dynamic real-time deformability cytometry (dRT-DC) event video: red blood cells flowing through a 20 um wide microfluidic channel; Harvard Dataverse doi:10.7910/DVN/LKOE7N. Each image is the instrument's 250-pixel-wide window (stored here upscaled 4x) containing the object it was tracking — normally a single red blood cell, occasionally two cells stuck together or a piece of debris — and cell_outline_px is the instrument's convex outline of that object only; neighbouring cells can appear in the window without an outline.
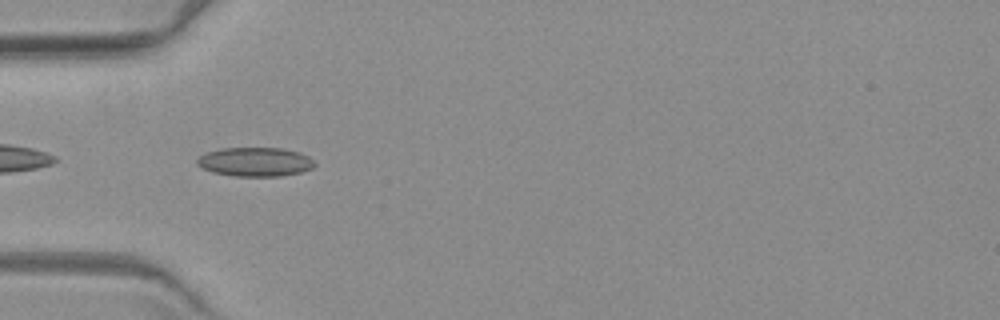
{"species": "common noctule bat (a hibernating species)", "species_latin": "Nyctalus noctula", "temperature_condition": "warm", "stored_images_in_passage": 5, "camera_frame_rate_fps": 3000, "um_per_image_px": 0.085, "animal": {"sex": "female", "body_mass_g": 19.3, "forearm_length_mm": 54.1}, "frame": {"image": 1, "passage_image": 5, "time_ms": 4.667, "image_size_px": [1000, 320], "cell_outline_px": [[316, 164], [312, 168], [300, 172], [280, 176], [236, 176], [212, 172], [196, 164], [196, 160], [200, 156], [208, 152], [220, 148], [284, 148], [300, 152], [308, 156]], "centroid_in_image_um": [21.7, 13.75], "position_along_channel_um": 63.3, "area_um2": 19.83}}